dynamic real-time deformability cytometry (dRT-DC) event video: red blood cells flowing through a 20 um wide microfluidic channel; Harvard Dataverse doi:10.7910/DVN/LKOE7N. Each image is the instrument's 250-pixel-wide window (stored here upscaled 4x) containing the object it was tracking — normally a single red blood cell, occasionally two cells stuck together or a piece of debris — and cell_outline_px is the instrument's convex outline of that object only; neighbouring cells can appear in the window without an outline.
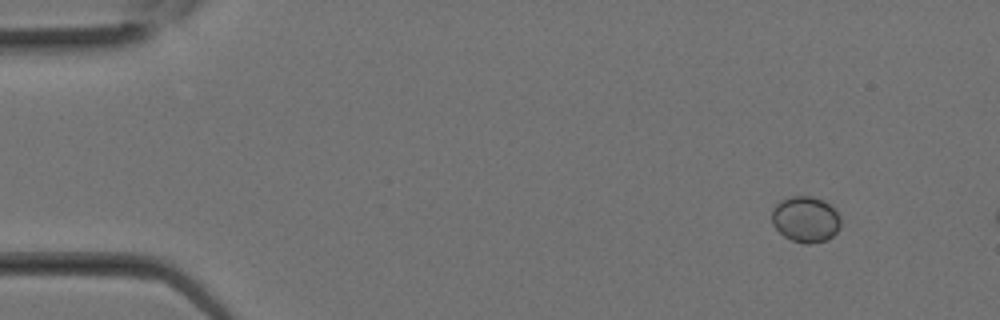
{"species": "Egyptian fruit bat (a non-hibernating species)", "species_latin": "Rousettus aegyptiacus", "temperature_condition": "room temperature", "stored_images_in_passage": 6, "camera_frame_rate_fps": 3000, "um_per_image_px": 0.085, "animal": {"sex": "female"}, "frame": {"image": 1, "passage_image": 2, "time_ms": 0.333, "image_size_px": [1000, 320], "cell_outline_px": [[840, 228], [832, 236], [824, 240], [808, 244], [792, 240], [784, 236], [772, 224], [772, 208], [780, 200], [792, 196], [812, 196], [824, 200], [836, 212], [840, 220]], "centroid_in_image_um": [68.45, 18.62], "position_along_channel_um": 16.6, "area_um2": 18.26}}